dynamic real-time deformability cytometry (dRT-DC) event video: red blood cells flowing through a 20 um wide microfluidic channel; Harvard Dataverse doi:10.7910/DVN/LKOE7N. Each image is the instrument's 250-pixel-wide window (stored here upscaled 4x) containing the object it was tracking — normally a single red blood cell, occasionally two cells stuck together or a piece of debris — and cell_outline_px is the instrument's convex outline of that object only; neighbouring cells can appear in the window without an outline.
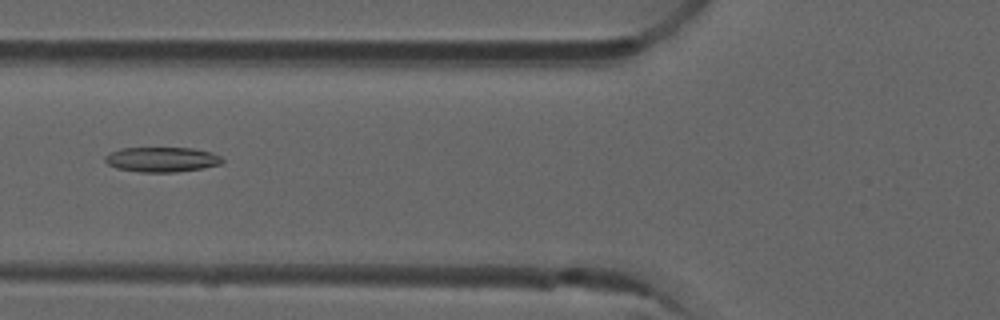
{"species": "common noctule bat (a hibernating species)", "species_latin": "Nyctalus noctula", "temperature_condition": "room temperature", "stored_images_in_passage": 51, "camera_frame_rate_fps": 3000, "um_per_image_px": 0.085, "animal": {"sex": "male", "forearm_length_mm": 52.5}, "frame": {"image": 1, "passage_image": 19, "time_ms": 6.0, "image_size_px": [1000, 320], "cell_outline_px": [[224, 160], [220, 164], [204, 168], [176, 172], [140, 172], [116, 168], [108, 164], [104, 160], [104, 156], [108, 152], [120, 148], [192, 148], [212, 152], [220, 156]], "centroid_in_image_um": [13.73, 13.55], "position_along_channel_um": 112.1, "area_um2": 17.17}}
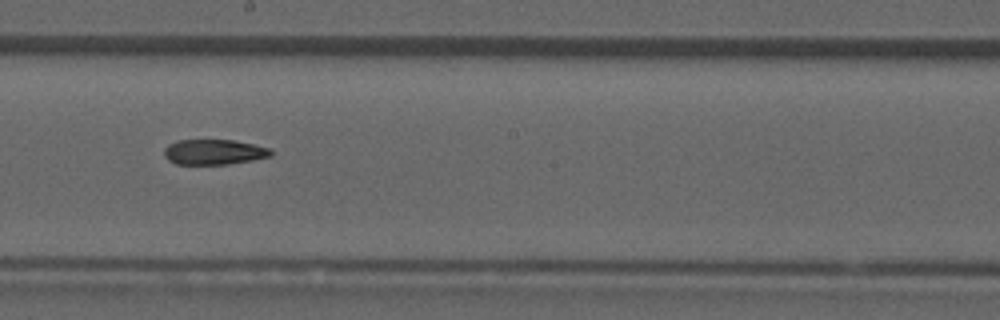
{"frame": {"image": 2, "passage_image": 28, "time_ms": 9.0, "image_size_px": [1000, 320], "cell_outline_px": [[272, 156], [252, 160], [228, 164], [176, 164], [168, 160], [164, 156], [164, 148], [168, 144], [176, 140], [232, 140], [252, 144], [268, 148], [272, 152]], "centroid_in_image_um": [18.14, 12.92], "position_along_channel_um": 230.1, "area_um2": 15.66}}
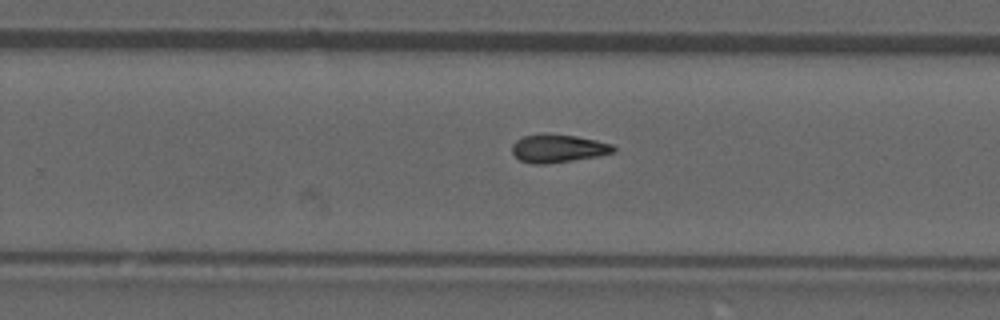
{"frame": {"image": 3, "passage_image": 32, "time_ms": 10.333, "image_size_px": [1000, 320], "cell_outline_px": [[616, 152], [600, 156], [544, 164], [532, 164], [520, 160], [512, 152], [512, 144], [516, 140], [524, 136], [540, 132], [544, 132], [576, 136], [596, 140], [612, 144], [616, 148]], "centroid_in_image_um": [47.44, 12.6], "position_along_channel_um": 282.4, "area_um2": 16.88}}